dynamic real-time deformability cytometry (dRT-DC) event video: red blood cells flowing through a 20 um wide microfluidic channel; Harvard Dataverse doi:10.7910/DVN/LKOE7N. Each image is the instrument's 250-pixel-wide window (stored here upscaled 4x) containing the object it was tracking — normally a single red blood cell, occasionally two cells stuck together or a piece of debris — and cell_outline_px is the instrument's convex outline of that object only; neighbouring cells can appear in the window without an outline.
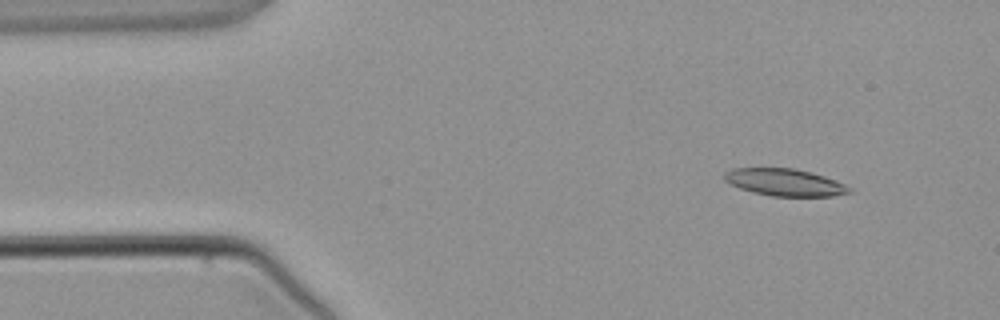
{"species": "common noctule bat (a hibernating species)", "species_latin": "Nyctalus noctula", "temperature_condition": "warm", "stored_images_in_passage": 3, "camera_frame_rate_fps": 3000, "um_per_image_px": 0.085, "animal": {"sex": "male", "body_mass_g": 21.5, "forearm_length_mm": 52.0}, "frame": {"image": 1, "passage_image": 1, "time_ms": 0.0, "image_size_px": [1000, 320], "cell_outline_px": [[852, 192], [832, 196], [772, 196], [752, 192], [740, 188], [724, 180], [724, 172], [732, 168], [792, 168], [824, 176], [844, 184], [852, 188]], "centroid_in_image_um": [66.69, 15.5], "position_along_channel_um": 18.3, "area_um2": 19.59}}
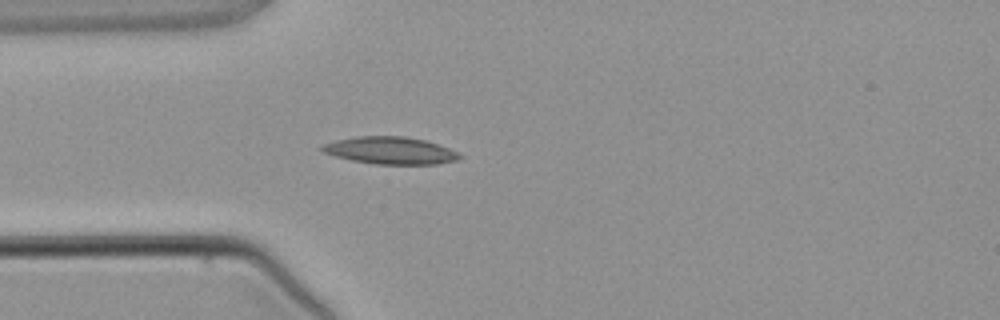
{"frame": {"image": 2, "passage_image": 3, "time_ms": 2.333, "image_size_px": [1000, 320], "cell_outline_px": [[464, 156], [456, 160], [436, 164], [376, 164], [352, 160], [336, 156], [324, 152], [316, 148], [324, 144], [336, 140], [356, 136], [404, 136], [428, 140], [448, 148]], "centroid_in_image_um": [33.17, 12.78], "position_along_channel_um": 51.8, "area_um2": 21.85}}